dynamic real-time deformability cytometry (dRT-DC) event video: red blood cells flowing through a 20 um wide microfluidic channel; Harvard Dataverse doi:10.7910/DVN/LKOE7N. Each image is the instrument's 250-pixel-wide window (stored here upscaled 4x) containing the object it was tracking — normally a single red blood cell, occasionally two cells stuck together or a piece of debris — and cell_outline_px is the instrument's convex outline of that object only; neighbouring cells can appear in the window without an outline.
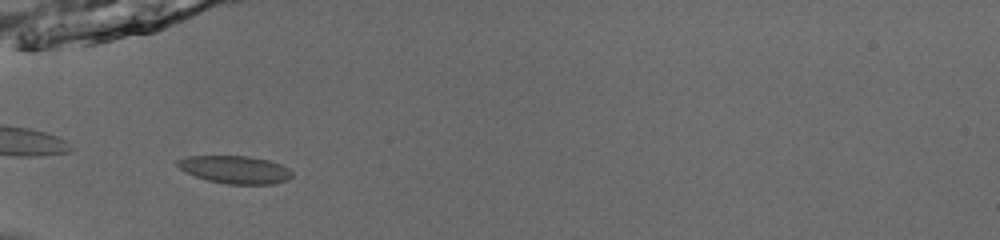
{"species": "common noctule bat (a hibernating species)", "species_latin": "Nyctalus noctula", "temperature_condition": "room temperature", "stored_images_in_passage": 35, "camera_frame_rate_fps": 3000, "um_per_image_px": 0.085, "animal": {"sex": "male", "body_mass_g": 13.0, "forearm_length_mm": 53.1}, "frame": {"image": 1, "passage_image": 1, "time_ms": 0.0, "image_size_px": [1000, 240], "cell_outline_px": [[292, 176], [288, 180], [272, 184], [228, 184], [208, 180], [196, 176], [180, 168], [176, 164], [176, 160], [184, 156], [248, 156], [268, 160], [280, 164], [288, 168], [292, 172]], "centroid_in_image_um": [19.99, 14.41], "position_along_channel_um": 65.0, "area_um2": 18.44}}
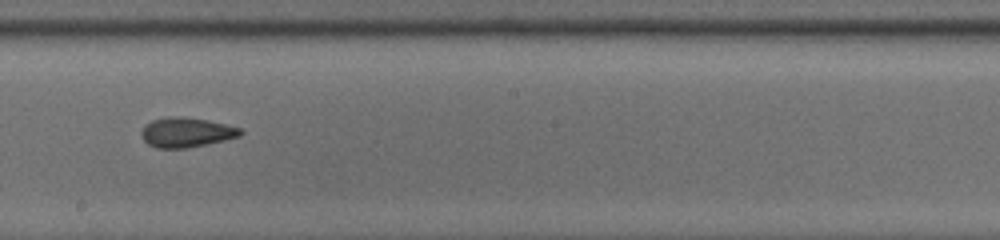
{"frame": {"image": 2, "passage_image": 14, "time_ms": 4.333, "image_size_px": [1000, 240], "cell_outline_px": [[244, 132], [240, 136], [208, 144], [184, 148], [156, 148], [148, 144], [144, 140], [140, 132], [152, 120], [168, 116], [208, 120], [240, 128]], "centroid_in_image_um": [15.85, 11.26], "position_along_channel_um": 232.4, "area_um2": 16.88}}
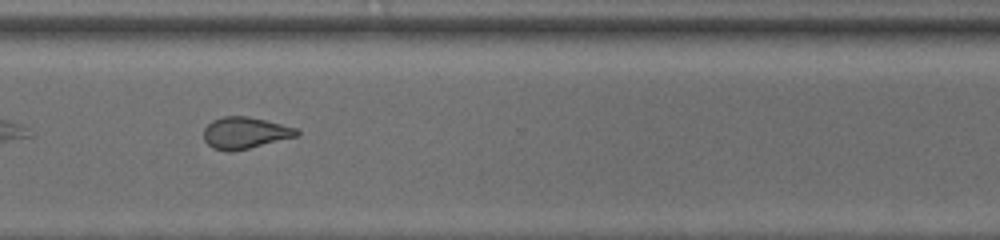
{"frame": {"image": 3, "passage_image": 23, "time_ms": 7.333, "image_size_px": [1000, 240], "cell_outline_px": [[300, 132], [296, 136], [232, 152], [224, 152], [212, 148], [204, 140], [204, 128], [212, 120], [224, 116], [248, 116], [296, 128]], "centroid_in_image_um": [20.77, 11.3], "position_along_channel_um": 349.8, "area_um2": 16.99}, "authors_computed_cell_mechanics": {"area_um2": 17.2822, "velocity_mm_per_s": 3.9396, "shape_relaxation_time_tau1_ms": 8.7719, "shape_relaxation_time_tau2_ms": 2.2262, "deformation_change_tau1": 0.1912, "deformation_change_tau2": 0.0972}}